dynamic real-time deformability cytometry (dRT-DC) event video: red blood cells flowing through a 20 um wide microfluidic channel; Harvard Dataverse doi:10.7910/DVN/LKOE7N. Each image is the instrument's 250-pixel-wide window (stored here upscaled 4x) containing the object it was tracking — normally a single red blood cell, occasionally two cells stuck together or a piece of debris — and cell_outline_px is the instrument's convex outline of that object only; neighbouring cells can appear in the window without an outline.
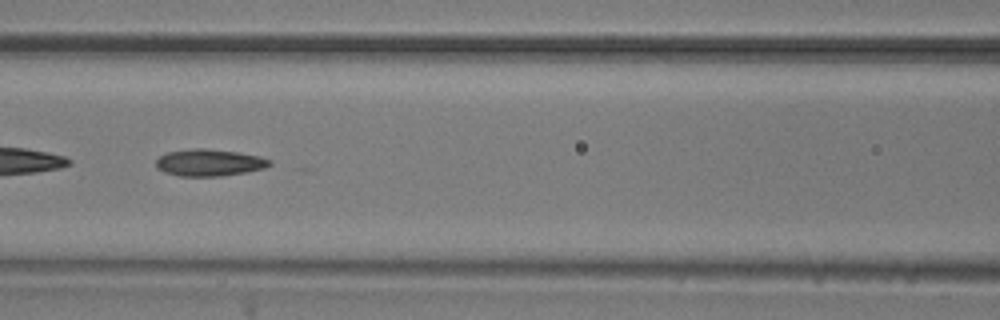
{"species": "common noctule bat (a hibernating species)", "species_latin": "Nyctalus noctula", "temperature_condition": "room temperature", "stored_images_in_passage": 9, "camera_frame_rate_fps": 3000, "um_per_image_px": 0.085, "animal": {"sex": "male", "body_mass_g": 20.5, "forearm_length_mm": 52.5}, "frame": {"image": 1, "passage_image": 6, "time_ms": 5.667, "image_size_px": [1000, 320], "cell_outline_px": [[272, 164], [264, 168], [248, 172], [224, 176], [180, 176], [164, 172], [156, 168], [156, 160], [160, 156], [168, 152], [196, 148], [204, 148], [236, 152], [260, 156], [272, 160]], "centroid_in_image_um": [17.81, 13.83], "position_along_channel_um": 148.8, "area_um2": 17.86}}
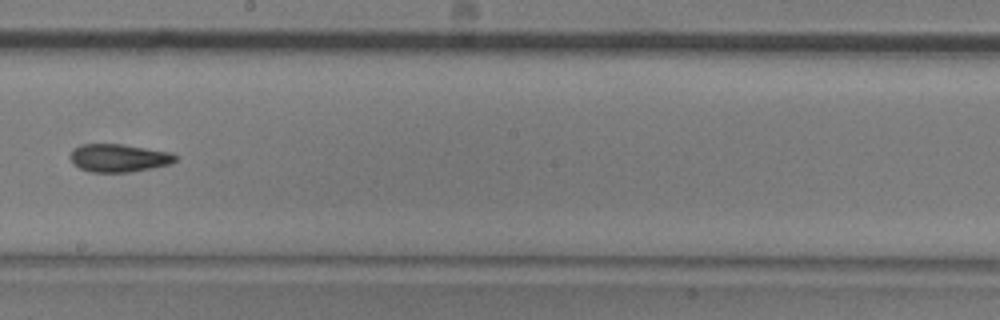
{"frame": {"image": 2, "passage_image": 8, "time_ms": 8.0, "image_size_px": [1000, 320], "cell_outline_px": [[176, 160], [168, 164], [152, 168], [132, 172], [88, 172], [72, 164], [68, 156], [72, 148], [80, 144], [120, 144], [172, 152], [176, 156]], "centroid_in_image_um": [10.02, 13.43], "position_along_channel_um": 238.2, "area_um2": 17.34}}
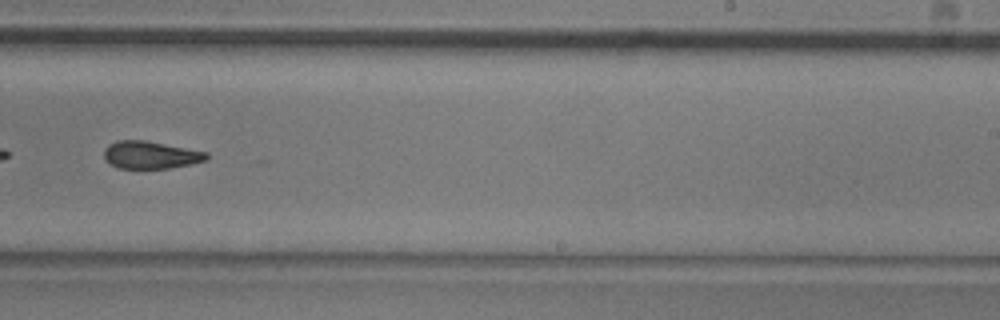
{"frame": {"image": 3, "passage_image": 9, "time_ms": 9.0, "image_size_px": [1000, 320], "cell_outline_px": [[208, 160], [168, 168], [120, 168], [108, 164], [104, 160], [104, 148], [108, 144], [116, 140], [144, 140], [208, 152]], "centroid_in_image_um": [12.75, 13.16], "position_along_channel_um": 276.3, "area_um2": 16.47}}